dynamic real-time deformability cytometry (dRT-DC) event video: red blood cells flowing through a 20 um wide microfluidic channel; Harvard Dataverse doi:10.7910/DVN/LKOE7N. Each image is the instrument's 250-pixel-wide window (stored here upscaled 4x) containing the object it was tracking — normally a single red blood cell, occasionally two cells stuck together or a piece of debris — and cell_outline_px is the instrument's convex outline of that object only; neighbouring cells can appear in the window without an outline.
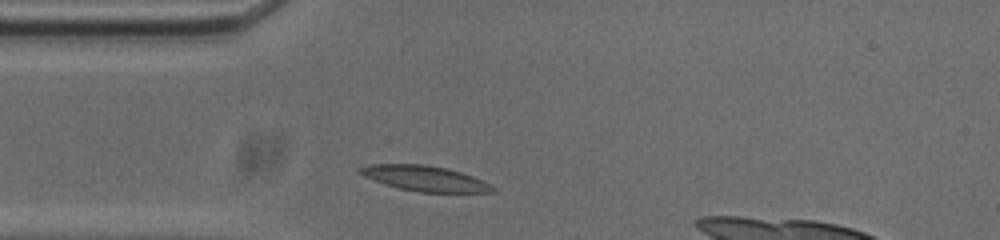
{"species": "common noctule bat (a hibernating species)", "species_latin": "Nyctalus noctula", "temperature_condition": "cold", "stored_images_in_passage": 32, "camera_frame_rate_fps": 3000, "um_per_image_px": 0.085, "animal": {"sex": "male", "body_mass_g": 20.0, "forearm_length_mm": 53.3}, "frame": {"image": 1, "passage_image": 3, "time_ms": 0.667, "image_size_px": [1000, 240], "cell_outline_px": [[496, 192], [420, 192], [400, 188], [384, 184], [364, 176], [356, 172], [356, 168], [372, 164], [424, 164], [448, 168], [472, 176], [496, 188]], "centroid_in_image_um": [36.06, 15.15], "position_along_channel_um": 48.9, "area_um2": 19.48}}
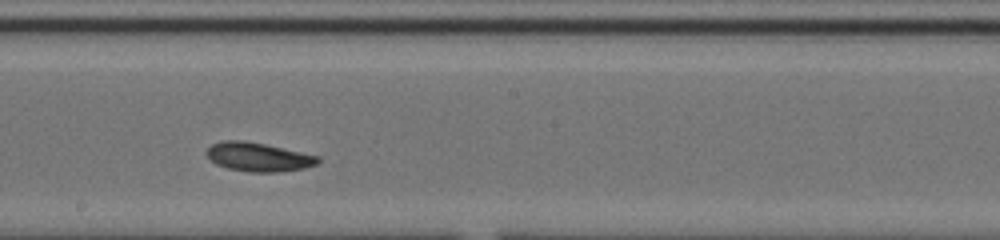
{"frame": {"image": 2, "passage_image": 18, "time_ms": 5.667, "image_size_px": [1000, 240], "cell_outline_px": [[320, 160], [316, 164], [304, 168], [280, 172], [248, 172], [228, 168], [216, 164], [208, 156], [208, 148], [212, 144], [224, 140], [244, 140], [264, 144], [320, 156]], "centroid_in_image_um": [21.98, 13.34], "position_along_channel_um": 226.2, "area_um2": 18.55}}
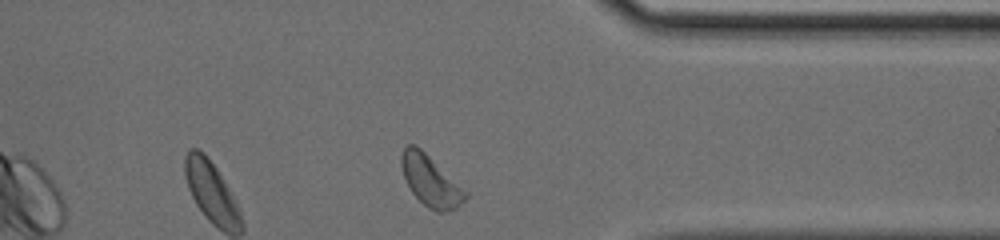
{"frame": {"image": 3, "passage_image": 31, "time_ms": 10.0, "image_size_px": [1000, 240], "cell_outline_px": [[468, 196], [456, 208], [444, 212], [436, 212], [428, 208], [412, 192], [404, 176], [400, 164], [400, 156], [404, 148], [408, 144], [416, 144], [468, 192]], "centroid_in_image_um": [36.59, 15.37], "position_along_channel_um": 374.8, "area_um2": 18.73}, "authors_computed_cell_mechanics": {"area_um2": 18.5249, "velocity_mm_per_s": 3.6741, "shape_relaxation_time_tau1_ms": 9.3107, "shape_relaxation_time_tau2_ms": null, "deformation_change_tau1": 0.2216, "deformation_change_tau2": null}}